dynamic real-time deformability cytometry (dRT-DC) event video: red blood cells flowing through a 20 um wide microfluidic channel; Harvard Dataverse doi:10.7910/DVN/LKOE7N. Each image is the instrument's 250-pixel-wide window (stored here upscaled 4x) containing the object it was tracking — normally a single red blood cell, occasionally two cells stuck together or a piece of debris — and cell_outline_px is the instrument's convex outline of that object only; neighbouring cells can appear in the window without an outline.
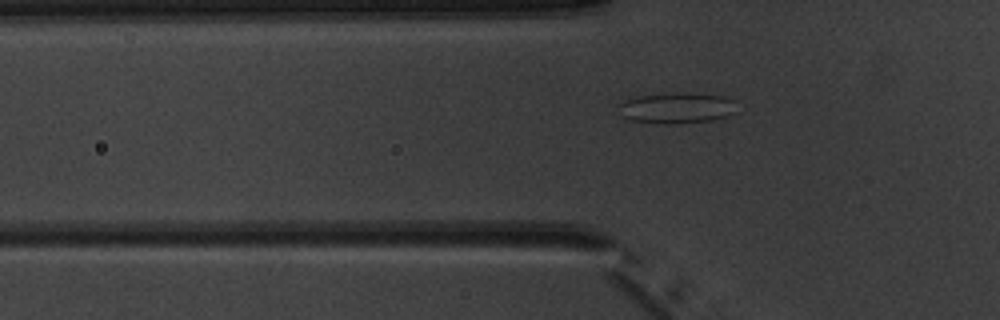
{"species": "common noctule bat (a hibernating species)", "species_latin": "Nyctalus noctula", "temperature_condition": "warm", "stored_images_in_passage": 4, "camera_frame_rate_fps": 3000, "um_per_image_px": 0.085, "animal": {"sex": "male", "body_mass_g": 20.1, "forearm_length_mm": 53.5}, "frame": {"image": 1, "passage_image": 4, "time_ms": 3.667, "image_size_px": [1000, 320], "cell_outline_px": [[732, 112], [728, 116], [712, 120], [672, 124], [664, 124], [632, 120], [624, 116], [620, 104], [624, 100], [640, 96], [684, 92], [724, 96], [732, 100]], "centroid_in_image_um": [57.53, 9.18], "position_along_channel_um": 68.3, "area_um2": 20.58}}